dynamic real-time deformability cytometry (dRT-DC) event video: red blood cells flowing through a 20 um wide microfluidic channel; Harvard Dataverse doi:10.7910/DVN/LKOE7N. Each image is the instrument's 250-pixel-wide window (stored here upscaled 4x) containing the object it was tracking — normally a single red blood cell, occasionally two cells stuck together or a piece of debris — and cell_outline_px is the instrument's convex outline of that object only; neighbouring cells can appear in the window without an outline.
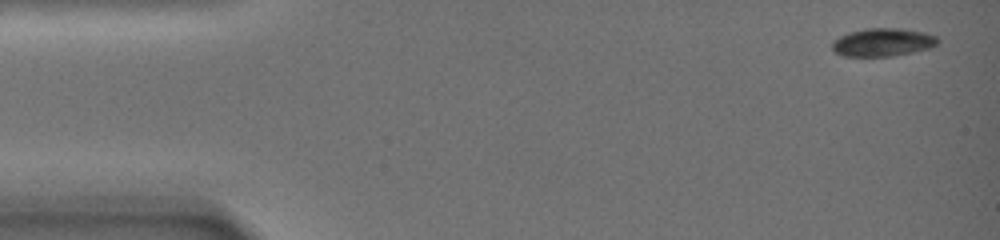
{"species": "common noctule bat (a hibernating species)", "species_latin": "Nyctalus noctula", "temperature_condition": "warm", "stored_images_in_passage": 10, "camera_frame_rate_fps": 3000, "um_per_image_px": 0.085, "animal": {"sex": "female", "body_mass_g": 19.0, "forearm_length_mm": 51.5}, "frame": {"image": 1, "passage_image": 1, "time_ms": 0.0, "image_size_px": [1000, 240], "cell_outline_px": [[940, 40], [936, 44], [928, 48], [912, 52], [892, 56], [844, 56], [832, 52], [832, 40], [848, 32], [864, 28], [900, 28], [924, 32], [936, 36]], "centroid_in_image_um": [74.99, 3.59], "position_along_channel_um": 10.0, "area_um2": 17.4}}
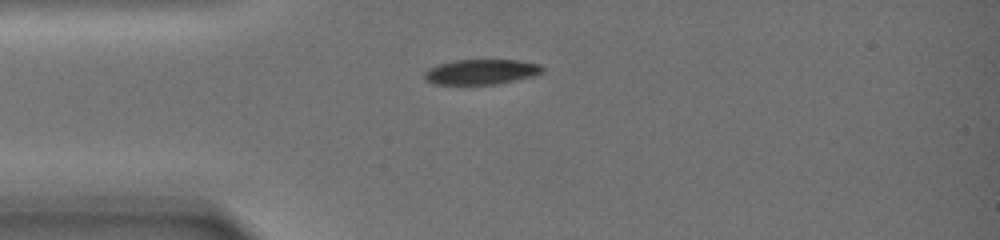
{"frame": {"image": 2, "passage_image": 8, "time_ms": 5.333, "image_size_px": [1000, 240], "cell_outline_px": [[544, 72], [532, 76], [500, 84], [432, 84], [424, 80], [424, 72], [428, 68], [452, 60], [520, 60], [540, 64], [544, 68]], "centroid_in_image_um": [40.9, 6.11], "position_along_channel_um": 44.1, "area_um2": 17.46}}